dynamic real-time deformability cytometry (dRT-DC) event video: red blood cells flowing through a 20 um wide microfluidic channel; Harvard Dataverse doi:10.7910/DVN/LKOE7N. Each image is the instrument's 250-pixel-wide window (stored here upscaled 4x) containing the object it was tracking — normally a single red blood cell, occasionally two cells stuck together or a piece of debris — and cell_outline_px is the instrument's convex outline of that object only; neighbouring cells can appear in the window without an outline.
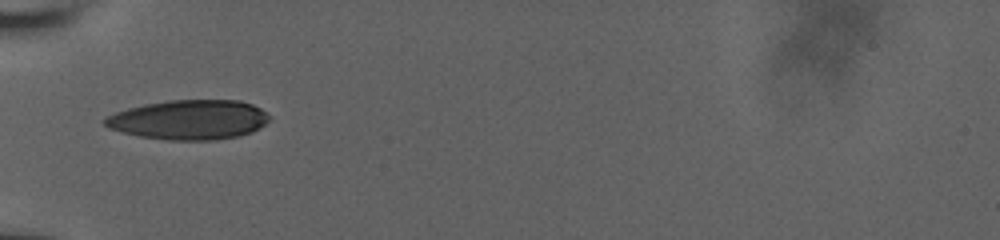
{"species": "human", "species_latin": "Homo sapiens", "temperature_condition": "room temperature", "stored_images_in_passage": 33, "camera_frame_rate_fps": 3000, "um_per_image_px": 0.085, "donor": {"sex": "male"}, "frame": {"image": 1, "passage_image": 1, "time_ms": 0.0, "image_size_px": [1000, 240], "cell_outline_px": [[268, 120], [264, 124], [252, 132], [240, 136], [212, 140], [168, 140], [140, 136], [108, 128], [104, 124], [104, 120], [108, 116], [116, 112], [128, 108], [144, 104], [172, 100], [240, 100], [252, 104], [260, 108], [268, 116]], "centroid_in_image_um": [16.07, 10.18], "position_along_channel_um": 68.9, "area_um2": 37.74}}
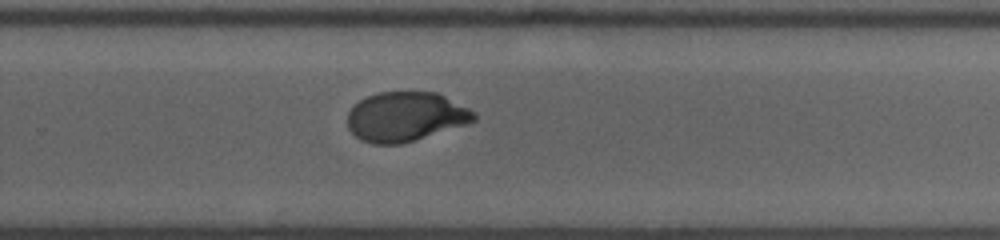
{"frame": {"image": 2, "passage_image": 18, "time_ms": 6.0, "image_size_px": [1000, 240], "cell_outline_px": [[476, 120], [468, 124], [400, 144], [372, 144], [356, 136], [348, 128], [348, 112], [360, 100], [368, 96], [380, 92], [436, 92], [476, 112]], "centroid_in_image_um": [34.49, 9.92], "position_along_channel_um": 295.3, "area_um2": 36.13}}
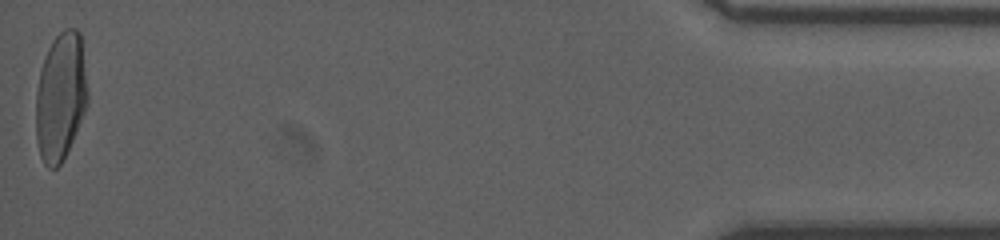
{"frame": {"image": 3, "passage_image": 33, "time_ms": 11.667, "image_size_px": [1000, 240], "cell_outline_px": [[88, 104], [72, 140], [60, 164], [56, 168], [48, 168], [44, 164], [40, 156], [36, 140], [36, 92], [40, 68], [48, 48], [52, 40], [64, 28], [76, 28], [80, 32], [88, 92]], "centroid_in_image_um": [5.14, 8.19], "position_along_channel_um": 430.1, "area_um2": 38.73}, "authors_computed_cell_mechanics": {"area_um2": 37.7434, "velocity_mm_per_s": 3.846, "shape_relaxation_time_tau1_ms": 5.9006, "shape_relaxation_time_tau2_ms": 0.9015, "deformation_change_tau1": 0.2297, "deformation_change_tau2": 0.0364}}